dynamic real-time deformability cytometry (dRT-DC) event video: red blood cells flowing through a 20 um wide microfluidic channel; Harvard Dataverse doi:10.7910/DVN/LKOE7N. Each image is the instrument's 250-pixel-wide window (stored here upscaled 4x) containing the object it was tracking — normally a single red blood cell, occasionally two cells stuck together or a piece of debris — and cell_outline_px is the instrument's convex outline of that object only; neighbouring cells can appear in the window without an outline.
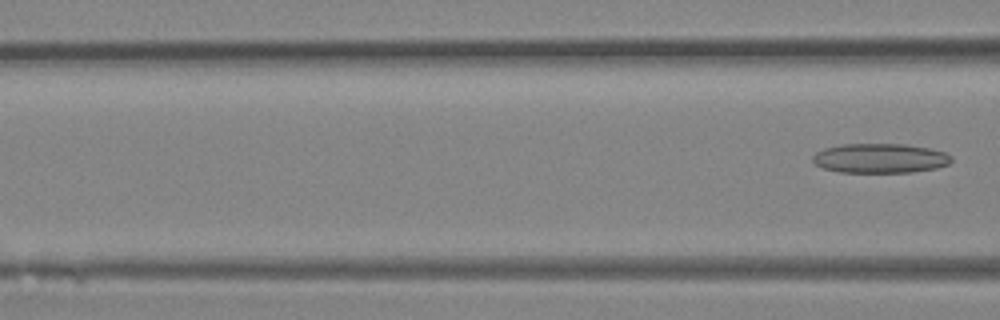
{"species": "Egyptian fruit bat (a non-hibernating species)", "species_latin": "Rousettus aegyptiacus", "temperature_condition": "room temperature", "stored_images_in_passage": 6, "segment_of_instrument_passage": [2, 2], "camera_frame_rate_fps": 3000, "um_per_image_px": 0.085, "animal": {"sex": "female"}, "frame": {"image": 1, "passage_image": 6, "time_ms": 6.0, "image_size_px": [1000, 320], "cell_outline_px": [[952, 160], [948, 164], [936, 168], [912, 172], [840, 172], [824, 168], [816, 164], [812, 160], [812, 156], [816, 152], [824, 148], [840, 144], [904, 144], [928, 148], [944, 152], [952, 156]], "centroid_in_image_um": [74.79, 13.45], "position_along_channel_um": 91.8, "area_um2": 23.81}}